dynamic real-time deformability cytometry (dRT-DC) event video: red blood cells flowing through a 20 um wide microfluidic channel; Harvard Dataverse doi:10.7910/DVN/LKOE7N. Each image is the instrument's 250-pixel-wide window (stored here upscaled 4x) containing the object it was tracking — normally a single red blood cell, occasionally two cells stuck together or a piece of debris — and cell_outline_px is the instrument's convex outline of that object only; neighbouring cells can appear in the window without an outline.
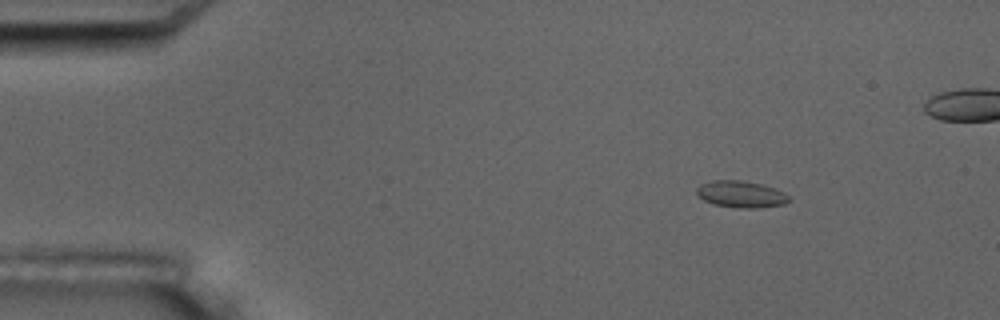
{"species": "common noctule bat (a hibernating species)", "species_latin": "Nyctalus noctula", "temperature_condition": "room temperature", "stored_images_in_passage": 4, "camera_frame_rate_fps": 3000, "um_per_image_px": 0.085, "animal": {"sex": "male", "body_mass_g": 17.5, "forearm_length_mm": 52.3}, "frame": {"image": 1, "passage_image": 1, "time_ms": 0.0, "image_size_px": [1000, 320], "cell_outline_px": [[792, 200], [784, 204], [752, 208], [740, 208], [712, 204], [696, 196], [696, 188], [700, 184], [712, 180], [740, 180], [760, 184], [776, 188], [784, 192]], "centroid_in_image_um": [62.95, 16.5], "position_along_channel_um": 22.0, "area_um2": 14.45}}